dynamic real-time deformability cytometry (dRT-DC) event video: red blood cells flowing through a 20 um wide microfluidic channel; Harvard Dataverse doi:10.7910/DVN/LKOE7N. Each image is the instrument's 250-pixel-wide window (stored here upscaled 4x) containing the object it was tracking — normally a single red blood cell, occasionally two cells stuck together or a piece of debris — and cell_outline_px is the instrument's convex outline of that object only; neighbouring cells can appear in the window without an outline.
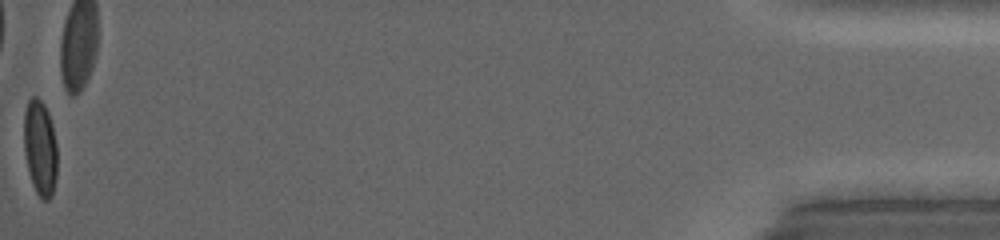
{"species": "common noctule bat (a hibernating species)", "species_latin": "Nyctalus noctula", "temperature_condition": "warm", "stored_images_in_passage": 41, "camera_frame_rate_fps": 5000, "um_per_image_px": 0.085, "animal": {"sex": "female", "body_mass_g": 19.0, "forearm_length_mm": 53.3}, "frame": {"image": 1, "passage_image": 41, "time_ms": 14.6, "image_size_px": [1000, 240], "cell_outline_px": [[56, 176], [52, 196], [48, 200], [40, 200], [32, 184], [28, 172], [24, 152], [24, 112], [28, 100], [32, 96], [36, 96], [44, 104], [48, 112], [52, 124], [56, 144]], "centroid_in_image_um": [3.39, 12.59], "position_along_channel_um": 431.8, "area_um2": 18.73}, "authors_computed_cell_mechanics": {"area_um2": 18.7272, "velocity_mm_per_s": 4.2181, "shape_relaxation_time_tau1_ms": 7.0395, "shape_relaxation_time_tau2_ms": null, "deformation_change_tau1": 0.1934, "deformation_change_tau2": null}}